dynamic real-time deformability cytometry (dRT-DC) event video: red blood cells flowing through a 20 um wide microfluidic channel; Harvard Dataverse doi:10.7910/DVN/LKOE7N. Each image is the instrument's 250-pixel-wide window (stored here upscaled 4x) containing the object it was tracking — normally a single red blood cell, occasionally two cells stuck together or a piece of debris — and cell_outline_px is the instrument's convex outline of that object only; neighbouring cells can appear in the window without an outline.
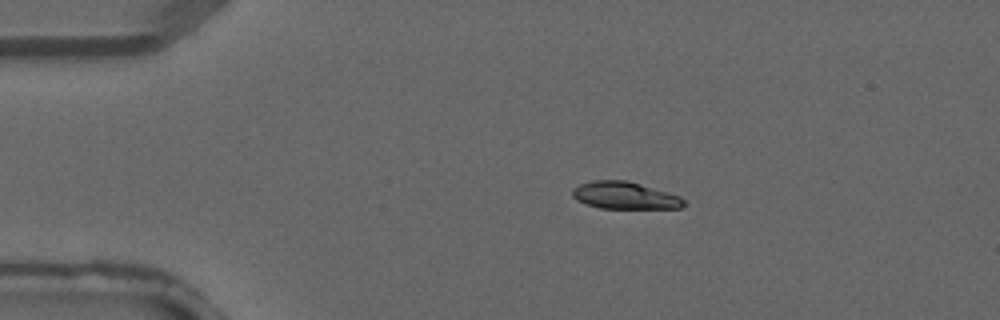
{"species": "common noctule bat (a hibernating species)", "species_latin": "Nyctalus noctula", "temperature_condition": "warm", "stored_images_in_passage": 2, "camera_frame_rate_fps": 3000, "um_per_image_px": 0.085, "animal": {"sex": "male", "forearm_length_mm": 52.5}, "frame": {"image": 1, "passage_image": 1, "time_ms": 0.0, "image_size_px": [1000, 320], "cell_outline_px": [[684, 204], [680, 208], [600, 208], [584, 204], [576, 200], [572, 196], [572, 188], [580, 184], [592, 180], [628, 180], [680, 196], [684, 200]], "centroid_in_image_um": [53.05, 16.61], "position_along_channel_um": 31.9, "area_um2": 17.69}}